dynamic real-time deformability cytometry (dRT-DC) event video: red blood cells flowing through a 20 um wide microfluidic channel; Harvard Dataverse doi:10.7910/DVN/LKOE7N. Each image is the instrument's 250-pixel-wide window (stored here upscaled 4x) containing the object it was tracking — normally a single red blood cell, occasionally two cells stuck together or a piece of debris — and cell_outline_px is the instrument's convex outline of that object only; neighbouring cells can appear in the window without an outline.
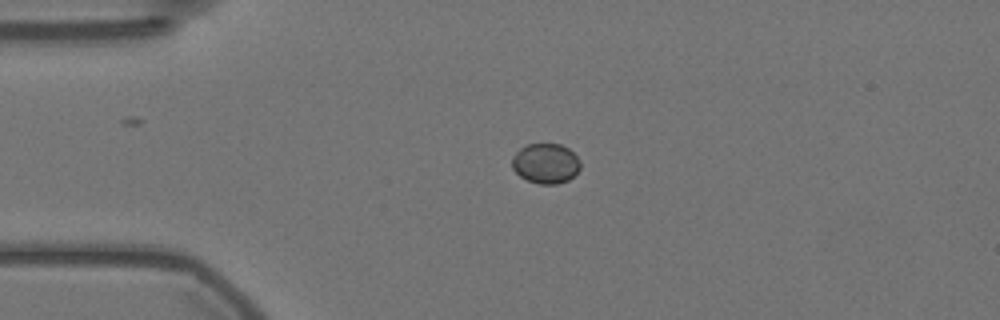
{"species": "Egyptian fruit bat (a non-hibernating species)", "species_latin": "Rousettus aegyptiacus", "temperature_condition": "warm", "stored_images_in_passage": 45, "camera_frame_rate_fps": 3000, "um_per_image_px": 0.085, "animal": {"sex": "female"}, "frame": {"image": 1, "passage_image": 1, "time_ms": 0.0, "image_size_px": [1000, 320], "cell_outline_px": [[580, 168], [568, 180], [556, 184], [540, 184], [528, 180], [520, 176], [512, 168], [512, 156], [520, 148], [528, 144], [560, 144], [568, 148], [580, 160]], "centroid_in_image_um": [46.37, 13.88], "position_along_channel_um": 38.6, "area_um2": 15.84}}
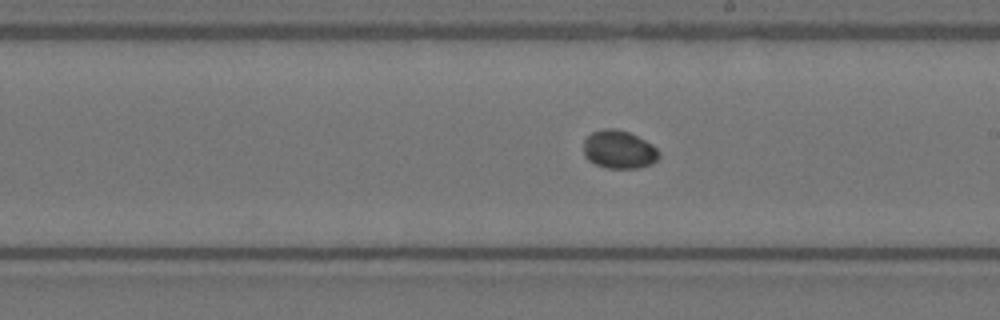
{"frame": {"image": 2, "passage_image": 20, "time_ms": 6.333, "image_size_px": [1000, 320], "cell_outline_px": [[660, 156], [652, 164], [636, 168], [608, 168], [596, 164], [588, 160], [584, 156], [584, 140], [592, 132], [604, 128], [616, 128], [628, 132], [652, 144], [660, 152]], "centroid_in_image_um": [52.61, 12.71], "position_along_channel_um": 236.4, "area_um2": 16.76}}
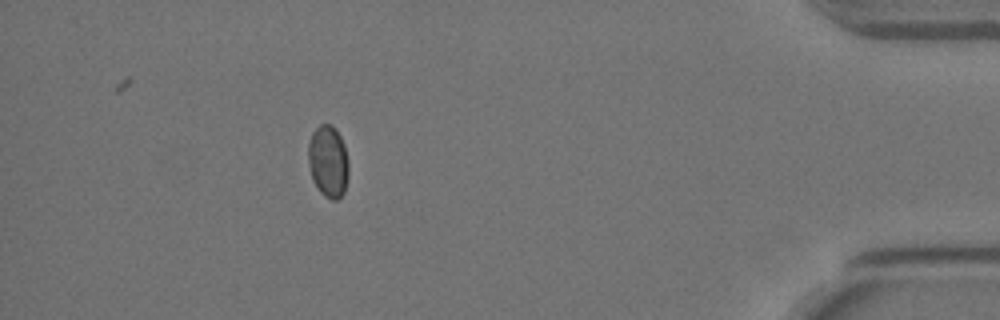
{"frame": {"image": 3, "passage_image": 39, "time_ms": 12.667, "image_size_px": [1000, 320], "cell_outline_px": [[348, 176], [344, 192], [336, 200], [332, 200], [324, 196], [320, 192], [312, 180], [308, 160], [308, 144], [312, 132], [320, 124], [332, 124], [336, 128], [344, 144], [348, 160]], "centroid_in_image_um": [27.89, 13.71], "position_along_channel_um": 407.3, "area_um2": 17.11}, "authors_computed_cell_mechanics": {"area_um2": 16.473, "velocity_mm_per_s": 3.5519, "shape_relaxation_time_tau1_ms": null, "shape_relaxation_time_tau2_ms": 1.5157, "deformation_change_tau1": null, "deformation_change_tau2": 0.0121}}